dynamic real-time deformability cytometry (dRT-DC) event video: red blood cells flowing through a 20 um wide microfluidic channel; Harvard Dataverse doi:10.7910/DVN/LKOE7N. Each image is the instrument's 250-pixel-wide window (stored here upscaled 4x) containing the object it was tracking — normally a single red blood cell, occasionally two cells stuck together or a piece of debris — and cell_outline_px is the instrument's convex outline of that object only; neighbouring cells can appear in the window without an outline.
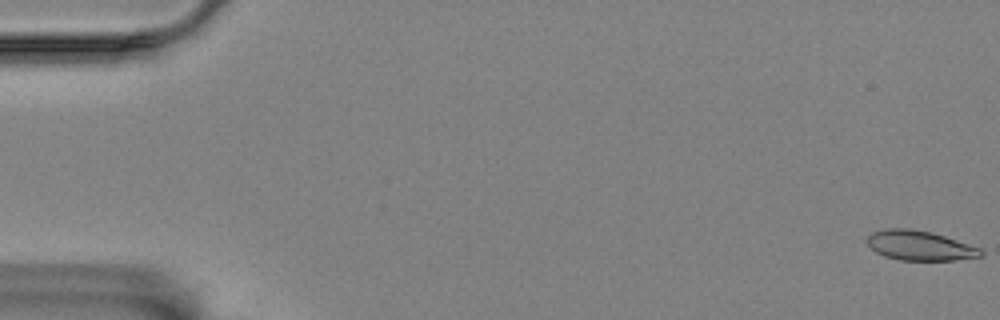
{"species": "Egyptian fruit bat (a non-hibernating species)", "species_latin": "Rousettus aegyptiacus", "temperature_condition": "room temperature", "stored_images_in_passage": 59, "camera_frame_rate_fps": 3000, "um_per_image_px": 0.085, "animal": {"sex": "female"}, "frame": {"image": 1, "passage_image": 1, "time_ms": 0.0, "image_size_px": [1000, 320], "cell_outline_px": [[984, 256], [956, 260], [900, 260], [884, 256], [876, 252], [868, 244], [868, 236], [872, 232], [884, 228], [912, 228], [932, 232], [980, 248], [984, 252]], "centroid_in_image_um": [78.19, 20.87], "position_along_channel_um": 6.8, "area_um2": 19.71}}
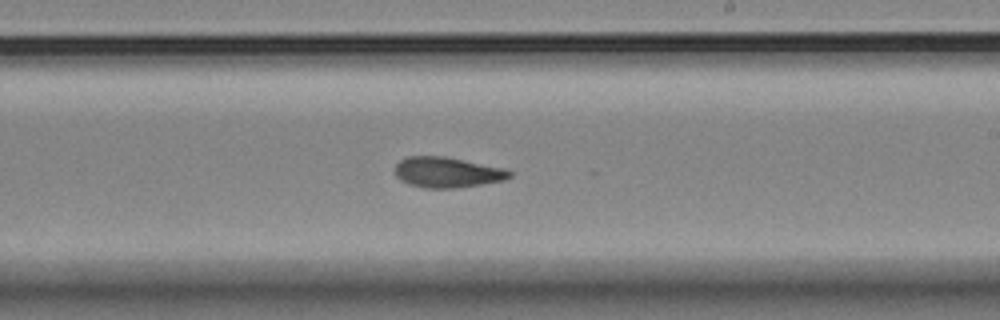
{"frame": {"image": 2, "passage_image": 35, "time_ms": 11.333, "image_size_px": [1000, 320], "cell_outline_px": [[512, 176], [504, 180], [456, 188], [424, 188], [408, 184], [400, 180], [396, 176], [396, 164], [400, 160], [408, 156], [444, 156], [508, 168], [512, 172]], "centroid_in_image_um": [38.04, 14.64], "position_along_channel_um": 251.0, "area_um2": 20.52}}
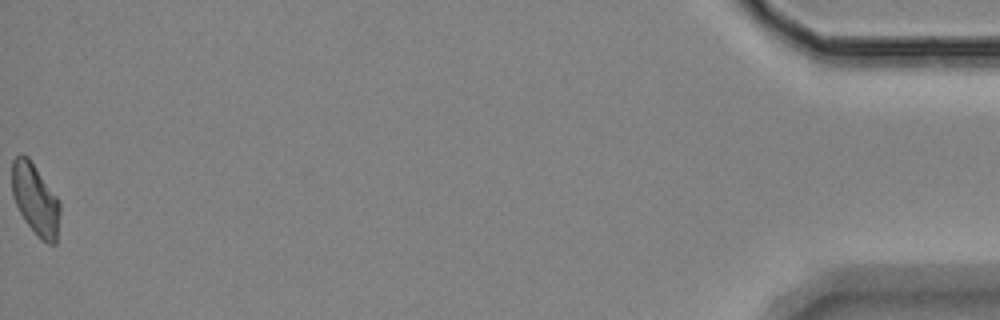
{"frame": {"image": 3, "passage_image": 59, "time_ms": 19.333, "image_size_px": [1000, 320], "cell_outline_px": [[60, 212], [56, 244], [48, 244], [24, 220], [12, 196], [12, 160], [20, 152], [28, 156], [56, 196], [60, 204]], "centroid_in_image_um": [2.99, 16.9], "position_along_channel_um": 432.2, "area_um2": 19.65}, "authors_computed_cell_mechanics": {"area_um2": 20.2878, "velocity_mm_per_s": 3.4477, "shape_relaxation_time_tau1_ms": null, "shape_relaxation_time_tau2_ms": 2.2286, "deformation_change_tau1": null, "deformation_change_tau2": 0.089}}